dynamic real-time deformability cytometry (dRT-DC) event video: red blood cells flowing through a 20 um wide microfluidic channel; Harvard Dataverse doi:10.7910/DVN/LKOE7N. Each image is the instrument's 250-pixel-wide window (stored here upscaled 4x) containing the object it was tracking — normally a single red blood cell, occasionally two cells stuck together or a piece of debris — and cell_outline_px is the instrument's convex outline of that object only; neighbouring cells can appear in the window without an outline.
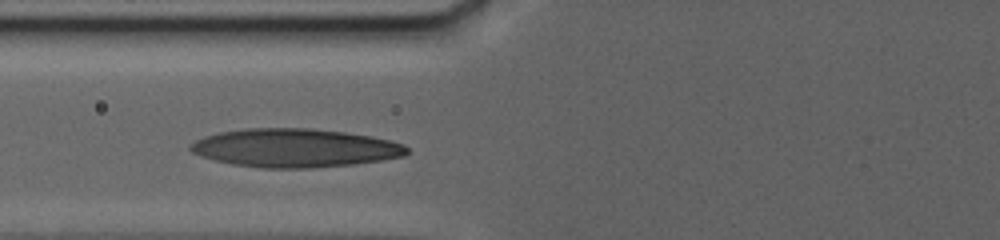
{"species": "human", "species_latin": "Homo sapiens", "temperature_condition": "warm", "stored_images_in_passage": 25, "camera_frame_rate_fps": 3000, "um_per_image_px": 0.085, "donor": {"sex": "female"}, "frame": {"image": 1, "passage_image": 3, "time_ms": 1.333, "image_size_px": [1000, 240], "cell_outline_px": [[408, 152], [404, 156], [384, 160], [352, 164], [308, 168], [264, 168], [232, 164], [200, 156], [192, 152], [188, 148], [188, 144], [204, 136], [220, 132], [244, 128], [312, 128], [344, 132], [372, 136], [404, 144], [408, 148]], "centroid_in_image_um": [25.05, 12.57], "position_along_channel_um": 100.8, "area_um2": 48.67}}
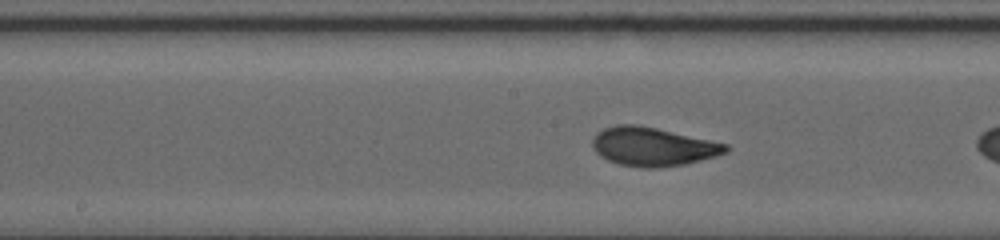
{"frame": {"image": 2, "passage_image": 8, "time_ms": 3.333, "image_size_px": [1000, 240], "cell_outline_px": [[732, 148], [728, 152], [716, 156], [684, 164], [660, 168], [640, 168], [620, 164], [608, 160], [600, 156], [592, 148], [592, 140], [596, 132], [604, 128], [616, 124], [636, 124], [656, 128], [728, 144]], "centroid_in_image_um": [55.48, 12.47], "position_along_channel_um": 192.7, "area_um2": 30.23}}
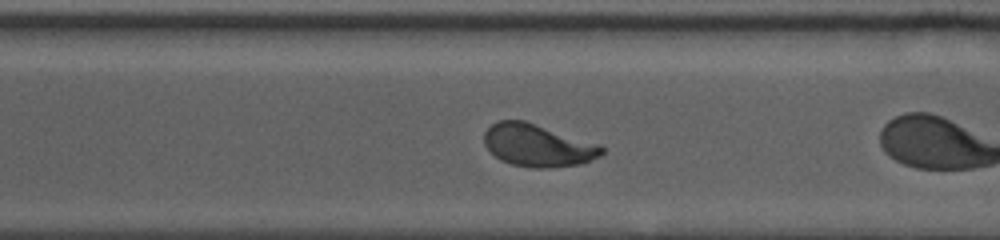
{"frame": {"image": 3, "passage_image": 19, "time_ms": 8.0, "image_size_px": [1000, 240], "cell_outline_px": [[604, 152], [600, 156], [580, 164], [544, 168], [532, 168], [512, 164], [500, 160], [484, 144], [484, 132], [492, 124], [500, 120], [524, 120], [600, 144], [604, 148]], "centroid_in_image_um": [45.72, 12.35], "position_along_channel_um": 324.9, "area_um2": 28.96}}